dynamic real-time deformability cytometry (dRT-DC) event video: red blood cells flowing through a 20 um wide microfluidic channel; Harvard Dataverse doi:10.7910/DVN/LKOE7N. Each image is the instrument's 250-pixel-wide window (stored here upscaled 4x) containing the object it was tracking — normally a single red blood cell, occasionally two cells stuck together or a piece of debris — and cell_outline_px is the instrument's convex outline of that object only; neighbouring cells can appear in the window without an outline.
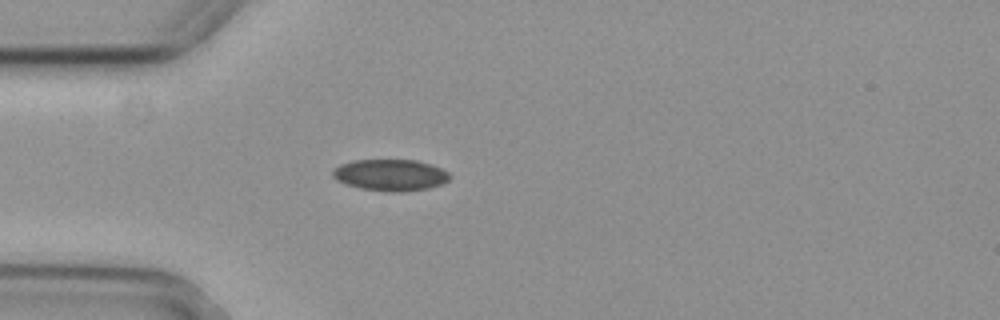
{"species": "common noctule bat (a hibernating species)", "species_latin": "Nyctalus noctula", "temperature_condition": "cold", "stored_images_in_passage": 5, "camera_frame_rate_fps": 3000, "um_per_image_px": 0.085, "animal": {"sex": "female", "body_mass_g": 29.2, "forearm_length_mm": 56.3}, "frame": {"image": 1, "passage_image": 5, "time_ms": 1.333, "image_size_px": [1000, 320], "cell_outline_px": [[452, 176], [448, 180], [440, 184], [428, 188], [400, 192], [388, 192], [360, 188], [336, 180], [332, 176], [332, 168], [340, 164], [352, 160], [416, 160], [432, 164], [448, 172]], "centroid_in_image_um": [33.16, 14.87], "position_along_channel_um": 51.8, "area_um2": 21.56}}